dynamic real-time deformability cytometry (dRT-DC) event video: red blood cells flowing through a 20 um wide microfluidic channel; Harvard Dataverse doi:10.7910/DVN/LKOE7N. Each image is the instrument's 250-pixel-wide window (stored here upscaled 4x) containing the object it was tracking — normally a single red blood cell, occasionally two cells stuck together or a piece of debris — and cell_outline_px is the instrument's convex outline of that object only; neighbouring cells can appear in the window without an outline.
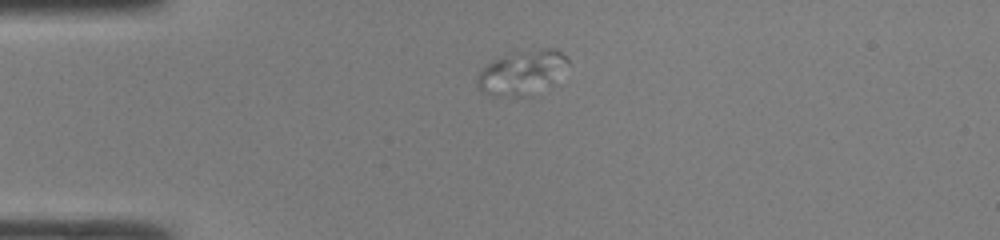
{"species": "common noctule bat (a hibernating species)", "species_latin": "Nyctalus noctula", "temperature_condition": "room temperature", "stored_images_in_passage": 37, "camera_frame_rate_fps": 3000, "um_per_image_px": 0.085, "animal": {"sex": "male", "body_mass_g": 19.0, "forearm_length_mm": 50.8}, "frame": {"image": 1, "passage_image": 1, "time_ms": 0.0, "image_size_px": [1000, 240], "cell_outline_px": [[568, 60], [556, 84], [524, 96], [496, 96], [484, 92], [476, 84], [476, 80], [480, 72], [492, 60], [504, 56], [548, 48], [552, 48], [560, 52]], "centroid_in_image_um": [44.38, 6.2], "position_along_channel_um": 40.6, "area_um2": 22.72}}
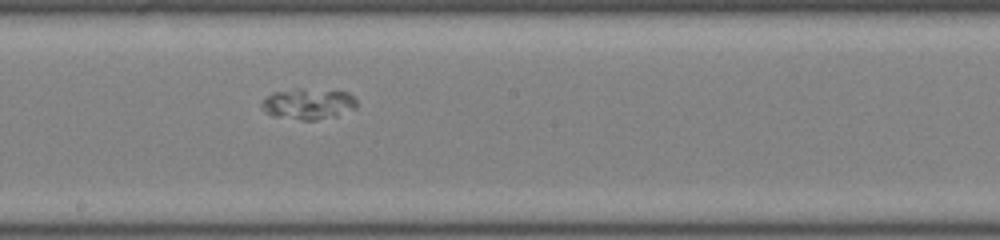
{"frame": {"image": 2, "passage_image": 16, "time_ms": 5.0, "image_size_px": [1000, 240], "cell_outline_px": [[356, 108], [336, 116], [316, 120], [300, 120], [272, 116], [264, 112], [260, 104], [272, 92], [300, 88], [348, 92], [356, 100]], "centroid_in_image_um": [26.18, 8.84], "position_along_channel_um": 222.0, "area_um2": 17.22}}
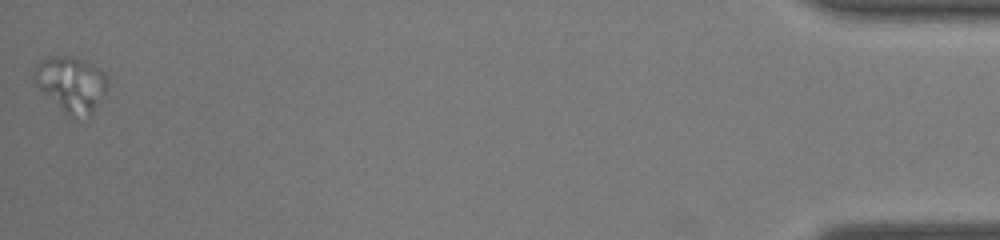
{"frame": {"image": 3, "passage_image": 37, "time_ms": 12.0, "image_size_px": [1000, 240], "cell_outline_px": [[108, 84], [92, 116], [76, 120], [72, 120], [36, 84], [32, 76], [40, 60], [52, 56], [72, 56], [104, 72], [108, 76]], "centroid_in_image_um": [6.07, 7.2], "position_along_channel_um": 429.1, "area_um2": 23.52}}